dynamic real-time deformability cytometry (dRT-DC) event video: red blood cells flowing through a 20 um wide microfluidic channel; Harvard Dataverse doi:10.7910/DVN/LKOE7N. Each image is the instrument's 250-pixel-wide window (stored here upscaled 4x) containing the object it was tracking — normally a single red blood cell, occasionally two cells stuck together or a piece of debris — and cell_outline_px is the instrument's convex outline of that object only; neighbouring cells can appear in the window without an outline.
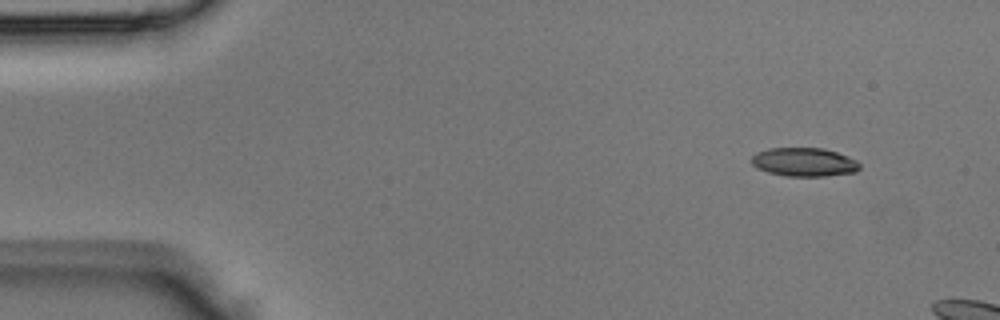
{"species": "Egyptian fruit bat (a non-hibernating species)", "species_latin": "Rousettus aegyptiacus", "temperature_condition": "room temperature", "stored_images_in_passage": 3, "camera_frame_rate_fps": 3000, "um_per_image_px": 0.085, "animal": {"sex": "male"}, "frame": {"image": 1, "passage_image": 1, "time_ms": 0.0, "image_size_px": [1000, 320], "cell_outline_px": [[860, 168], [856, 172], [824, 176], [788, 176], [768, 172], [752, 164], [752, 156], [756, 152], [768, 148], [824, 148], [848, 156], [856, 160], [860, 164]], "centroid_in_image_um": [68.37, 13.77], "position_along_channel_um": 16.6, "area_um2": 17.98}}